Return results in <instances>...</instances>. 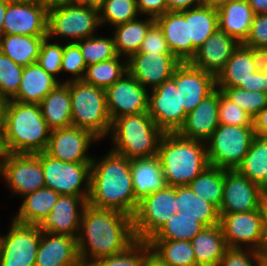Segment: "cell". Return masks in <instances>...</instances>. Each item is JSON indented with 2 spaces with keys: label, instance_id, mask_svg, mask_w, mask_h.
<instances>
[{
  "label": "cell",
  "instance_id": "1",
  "mask_svg": "<svg viewBox=\"0 0 267 266\" xmlns=\"http://www.w3.org/2000/svg\"><path fill=\"white\" fill-rule=\"evenodd\" d=\"M80 228L84 232V235L77 238L82 266H87L91 262L87 259V248L90 249L89 255L92 254L91 260L94 261L121 253L136 241L131 216L114 210L96 208L88 203L82 212ZM86 244L90 247H86Z\"/></svg>",
  "mask_w": 267,
  "mask_h": 266
},
{
  "label": "cell",
  "instance_id": "2",
  "mask_svg": "<svg viewBox=\"0 0 267 266\" xmlns=\"http://www.w3.org/2000/svg\"><path fill=\"white\" fill-rule=\"evenodd\" d=\"M87 203L133 217L139 200L134 194L131 159L111 150L99 163L92 160Z\"/></svg>",
  "mask_w": 267,
  "mask_h": 266
},
{
  "label": "cell",
  "instance_id": "3",
  "mask_svg": "<svg viewBox=\"0 0 267 266\" xmlns=\"http://www.w3.org/2000/svg\"><path fill=\"white\" fill-rule=\"evenodd\" d=\"M202 141L186 139L176 133H164L158 147L167 186H188L208 166L207 149Z\"/></svg>",
  "mask_w": 267,
  "mask_h": 266
},
{
  "label": "cell",
  "instance_id": "4",
  "mask_svg": "<svg viewBox=\"0 0 267 266\" xmlns=\"http://www.w3.org/2000/svg\"><path fill=\"white\" fill-rule=\"evenodd\" d=\"M3 126L12 153L37 154L46 151L51 129L42 116L39 104L8 100Z\"/></svg>",
  "mask_w": 267,
  "mask_h": 266
},
{
  "label": "cell",
  "instance_id": "5",
  "mask_svg": "<svg viewBox=\"0 0 267 266\" xmlns=\"http://www.w3.org/2000/svg\"><path fill=\"white\" fill-rule=\"evenodd\" d=\"M110 130L116 143L112 151L131 160L156 156L164 134L148 112L118 117Z\"/></svg>",
  "mask_w": 267,
  "mask_h": 266
},
{
  "label": "cell",
  "instance_id": "6",
  "mask_svg": "<svg viewBox=\"0 0 267 266\" xmlns=\"http://www.w3.org/2000/svg\"><path fill=\"white\" fill-rule=\"evenodd\" d=\"M71 98L72 126L86 129L103 138L111 129L105 89L82 80L68 81Z\"/></svg>",
  "mask_w": 267,
  "mask_h": 266
},
{
  "label": "cell",
  "instance_id": "7",
  "mask_svg": "<svg viewBox=\"0 0 267 266\" xmlns=\"http://www.w3.org/2000/svg\"><path fill=\"white\" fill-rule=\"evenodd\" d=\"M255 137L253 126L220 124L209 139V166L235 170L244 160Z\"/></svg>",
  "mask_w": 267,
  "mask_h": 266
},
{
  "label": "cell",
  "instance_id": "8",
  "mask_svg": "<svg viewBox=\"0 0 267 266\" xmlns=\"http://www.w3.org/2000/svg\"><path fill=\"white\" fill-rule=\"evenodd\" d=\"M180 204L176 200V187L164 189L143 197L132 217L136 240L148 241L171 216Z\"/></svg>",
  "mask_w": 267,
  "mask_h": 266
},
{
  "label": "cell",
  "instance_id": "9",
  "mask_svg": "<svg viewBox=\"0 0 267 266\" xmlns=\"http://www.w3.org/2000/svg\"><path fill=\"white\" fill-rule=\"evenodd\" d=\"M100 11L75 2L48 10L47 37H73L74 42L92 37L100 25Z\"/></svg>",
  "mask_w": 267,
  "mask_h": 266
},
{
  "label": "cell",
  "instance_id": "10",
  "mask_svg": "<svg viewBox=\"0 0 267 266\" xmlns=\"http://www.w3.org/2000/svg\"><path fill=\"white\" fill-rule=\"evenodd\" d=\"M41 162L45 186L60 195L89 196L91 163L63 162L45 151L36 154ZM86 180V189L80 192Z\"/></svg>",
  "mask_w": 267,
  "mask_h": 266
},
{
  "label": "cell",
  "instance_id": "11",
  "mask_svg": "<svg viewBox=\"0 0 267 266\" xmlns=\"http://www.w3.org/2000/svg\"><path fill=\"white\" fill-rule=\"evenodd\" d=\"M41 227L13 220L12 227L0 242V266H35Z\"/></svg>",
  "mask_w": 267,
  "mask_h": 266
},
{
  "label": "cell",
  "instance_id": "12",
  "mask_svg": "<svg viewBox=\"0 0 267 266\" xmlns=\"http://www.w3.org/2000/svg\"><path fill=\"white\" fill-rule=\"evenodd\" d=\"M148 114L164 133H176L184 125L187 114L180 107L176 69L171 78L153 89L148 100Z\"/></svg>",
  "mask_w": 267,
  "mask_h": 266
},
{
  "label": "cell",
  "instance_id": "13",
  "mask_svg": "<svg viewBox=\"0 0 267 266\" xmlns=\"http://www.w3.org/2000/svg\"><path fill=\"white\" fill-rule=\"evenodd\" d=\"M219 225L228 248H241L238 242H242L250 243L251 248L259 252L264 250L261 208L249 212L220 214Z\"/></svg>",
  "mask_w": 267,
  "mask_h": 266
},
{
  "label": "cell",
  "instance_id": "14",
  "mask_svg": "<svg viewBox=\"0 0 267 266\" xmlns=\"http://www.w3.org/2000/svg\"><path fill=\"white\" fill-rule=\"evenodd\" d=\"M265 190L235 170H224L223 200L219 214L249 212L261 208Z\"/></svg>",
  "mask_w": 267,
  "mask_h": 266
},
{
  "label": "cell",
  "instance_id": "15",
  "mask_svg": "<svg viewBox=\"0 0 267 266\" xmlns=\"http://www.w3.org/2000/svg\"><path fill=\"white\" fill-rule=\"evenodd\" d=\"M126 78H120L105 89L106 104L111 121L126 115L148 111L149 94L128 72Z\"/></svg>",
  "mask_w": 267,
  "mask_h": 266
},
{
  "label": "cell",
  "instance_id": "16",
  "mask_svg": "<svg viewBox=\"0 0 267 266\" xmlns=\"http://www.w3.org/2000/svg\"><path fill=\"white\" fill-rule=\"evenodd\" d=\"M3 22L4 35L47 36L48 10L35 1L10 0Z\"/></svg>",
  "mask_w": 267,
  "mask_h": 266
},
{
  "label": "cell",
  "instance_id": "17",
  "mask_svg": "<svg viewBox=\"0 0 267 266\" xmlns=\"http://www.w3.org/2000/svg\"><path fill=\"white\" fill-rule=\"evenodd\" d=\"M1 174L13 191L22 196L46 187L41 162L36 154L12 153L1 165Z\"/></svg>",
  "mask_w": 267,
  "mask_h": 266
},
{
  "label": "cell",
  "instance_id": "18",
  "mask_svg": "<svg viewBox=\"0 0 267 266\" xmlns=\"http://www.w3.org/2000/svg\"><path fill=\"white\" fill-rule=\"evenodd\" d=\"M127 62V72L143 87L146 84L157 88L171 78L175 69L182 63L173 53H143L131 55Z\"/></svg>",
  "mask_w": 267,
  "mask_h": 266
},
{
  "label": "cell",
  "instance_id": "19",
  "mask_svg": "<svg viewBox=\"0 0 267 266\" xmlns=\"http://www.w3.org/2000/svg\"><path fill=\"white\" fill-rule=\"evenodd\" d=\"M97 138L92 132L75 126L51 130L46 153L63 162L92 163L86 151Z\"/></svg>",
  "mask_w": 267,
  "mask_h": 266
},
{
  "label": "cell",
  "instance_id": "20",
  "mask_svg": "<svg viewBox=\"0 0 267 266\" xmlns=\"http://www.w3.org/2000/svg\"><path fill=\"white\" fill-rule=\"evenodd\" d=\"M176 87H179L180 107L188 114L216 89V77L184 62L176 68Z\"/></svg>",
  "mask_w": 267,
  "mask_h": 266
},
{
  "label": "cell",
  "instance_id": "21",
  "mask_svg": "<svg viewBox=\"0 0 267 266\" xmlns=\"http://www.w3.org/2000/svg\"><path fill=\"white\" fill-rule=\"evenodd\" d=\"M239 45L236 39L217 29L196 51L189 63L217 77Z\"/></svg>",
  "mask_w": 267,
  "mask_h": 266
},
{
  "label": "cell",
  "instance_id": "22",
  "mask_svg": "<svg viewBox=\"0 0 267 266\" xmlns=\"http://www.w3.org/2000/svg\"><path fill=\"white\" fill-rule=\"evenodd\" d=\"M35 266H82L77 238L42 231Z\"/></svg>",
  "mask_w": 267,
  "mask_h": 266
},
{
  "label": "cell",
  "instance_id": "23",
  "mask_svg": "<svg viewBox=\"0 0 267 266\" xmlns=\"http://www.w3.org/2000/svg\"><path fill=\"white\" fill-rule=\"evenodd\" d=\"M218 111L219 89H215L194 110L187 114L184 125L177 133L186 139L208 141L220 125Z\"/></svg>",
  "mask_w": 267,
  "mask_h": 266
},
{
  "label": "cell",
  "instance_id": "24",
  "mask_svg": "<svg viewBox=\"0 0 267 266\" xmlns=\"http://www.w3.org/2000/svg\"><path fill=\"white\" fill-rule=\"evenodd\" d=\"M89 196L60 195L48 218L40 226L41 230L51 234L68 235L78 238L74 231L81 225L82 212ZM80 205V216L77 210Z\"/></svg>",
  "mask_w": 267,
  "mask_h": 266
},
{
  "label": "cell",
  "instance_id": "25",
  "mask_svg": "<svg viewBox=\"0 0 267 266\" xmlns=\"http://www.w3.org/2000/svg\"><path fill=\"white\" fill-rule=\"evenodd\" d=\"M170 51L182 62L192 59V40H189V9L168 11L155 19Z\"/></svg>",
  "mask_w": 267,
  "mask_h": 266
},
{
  "label": "cell",
  "instance_id": "26",
  "mask_svg": "<svg viewBox=\"0 0 267 266\" xmlns=\"http://www.w3.org/2000/svg\"><path fill=\"white\" fill-rule=\"evenodd\" d=\"M261 68L259 51L240 44L216 77L218 87H247L253 72Z\"/></svg>",
  "mask_w": 267,
  "mask_h": 266
},
{
  "label": "cell",
  "instance_id": "27",
  "mask_svg": "<svg viewBox=\"0 0 267 266\" xmlns=\"http://www.w3.org/2000/svg\"><path fill=\"white\" fill-rule=\"evenodd\" d=\"M218 29L224 31L240 44L247 39L254 18V12L247 0H228L217 8Z\"/></svg>",
  "mask_w": 267,
  "mask_h": 266
},
{
  "label": "cell",
  "instance_id": "28",
  "mask_svg": "<svg viewBox=\"0 0 267 266\" xmlns=\"http://www.w3.org/2000/svg\"><path fill=\"white\" fill-rule=\"evenodd\" d=\"M59 82L47 73L38 63L23 68L17 94L11 99L20 103L39 104Z\"/></svg>",
  "mask_w": 267,
  "mask_h": 266
},
{
  "label": "cell",
  "instance_id": "29",
  "mask_svg": "<svg viewBox=\"0 0 267 266\" xmlns=\"http://www.w3.org/2000/svg\"><path fill=\"white\" fill-rule=\"evenodd\" d=\"M131 174L135 197H143L167 186L159 157L135 158L131 160Z\"/></svg>",
  "mask_w": 267,
  "mask_h": 266
},
{
  "label": "cell",
  "instance_id": "30",
  "mask_svg": "<svg viewBox=\"0 0 267 266\" xmlns=\"http://www.w3.org/2000/svg\"><path fill=\"white\" fill-rule=\"evenodd\" d=\"M42 116L51 130L72 126L68 81L58 84L39 103Z\"/></svg>",
  "mask_w": 267,
  "mask_h": 266
},
{
  "label": "cell",
  "instance_id": "31",
  "mask_svg": "<svg viewBox=\"0 0 267 266\" xmlns=\"http://www.w3.org/2000/svg\"><path fill=\"white\" fill-rule=\"evenodd\" d=\"M196 266H219L228 248L219 224L204 229L191 239Z\"/></svg>",
  "mask_w": 267,
  "mask_h": 266
},
{
  "label": "cell",
  "instance_id": "32",
  "mask_svg": "<svg viewBox=\"0 0 267 266\" xmlns=\"http://www.w3.org/2000/svg\"><path fill=\"white\" fill-rule=\"evenodd\" d=\"M60 194L51 188H41L25 196L19 214L14 221L21 224L41 226L50 215Z\"/></svg>",
  "mask_w": 267,
  "mask_h": 266
},
{
  "label": "cell",
  "instance_id": "33",
  "mask_svg": "<svg viewBox=\"0 0 267 266\" xmlns=\"http://www.w3.org/2000/svg\"><path fill=\"white\" fill-rule=\"evenodd\" d=\"M47 36L3 35L0 51L23 67L37 63L41 43Z\"/></svg>",
  "mask_w": 267,
  "mask_h": 266
},
{
  "label": "cell",
  "instance_id": "34",
  "mask_svg": "<svg viewBox=\"0 0 267 266\" xmlns=\"http://www.w3.org/2000/svg\"><path fill=\"white\" fill-rule=\"evenodd\" d=\"M176 200L180 204L177 213L185 210V214L194 217L205 227L219 224V210L213 204L202 200L189 186L176 187Z\"/></svg>",
  "mask_w": 267,
  "mask_h": 266
},
{
  "label": "cell",
  "instance_id": "35",
  "mask_svg": "<svg viewBox=\"0 0 267 266\" xmlns=\"http://www.w3.org/2000/svg\"><path fill=\"white\" fill-rule=\"evenodd\" d=\"M236 170L267 190V138L257 136L253 138L249 151Z\"/></svg>",
  "mask_w": 267,
  "mask_h": 266
},
{
  "label": "cell",
  "instance_id": "36",
  "mask_svg": "<svg viewBox=\"0 0 267 266\" xmlns=\"http://www.w3.org/2000/svg\"><path fill=\"white\" fill-rule=\"evenodd\" d=\"M189 9V40H192V58L203 43L218 29L215 8L204 5Z\"/></svg>",
  "mask_w": 267,
  "mask_h": 266
},
{
  "label": "cell",
  "instance_id": "37",
  "mask_svg": "<svg viewBox=\"0 0 267 266\" xmlns=\"http://www.w3.org/2000/svg\"><path fill=\"white\" fill-rule=\"evenodd\" d=\"M188 186L202 200L213 204L219 210L223 200L224 169L208 166Z\"/></svg>",
  "mask_w": 267,
  "mask_h": 266
},
{
  "label": "cell",
  "instance_id": "38",
  "mask_svg": "<svg viewBox=\"0 0 267 266\" xmlns=\"http://www.w3.org/2000/svg\"><path fill=\"white\" fill-rule=\"evenodd\" d=\"M147 242L152 252L168 266H196L191 241L148 240Z\"/></svg>",
  "mask_w": 267,
  "mask_h": 266
},
{
  "label": "cell",
  "instance_id": "39",
  "mask_svg": "<svg viewBox=\"0 0 267 266\" xmlns=\"http://www.w3.org/2000/svg\"><path fill=\"white\" fill-rule=\"evenodd\" d=\"M204 227L194 217L185 214L184 210L171 216L149 240L191 241Z\"/></svg>",
  "mask_w": 267,
  "mask_h": 266
},
{
  "label": "cell",
  "instance_id": "40",
  "mask_svg": "<svg viewBox=\"0 0 267 266\" xmlns=\"http://www.w3.org/2000/svg\"><path fill=\"white\" fill-rule=\"evenodd\" d=\"M155 22L154 18L147 21L132 20L116 26L114 43L117 54H128L129 57L138 52L143 39L150 26Z\"/></svg>",
  "mask_w": 267,
  "mask_h": 266
},
{
  "label": "cell",
  "instance_id": "41",
  "mask_svg": "<svg viewBox=\"0 0 267 266\" xmlns=\"http://www.w3.org/2000/svg\"><path fill=\"white\" fill-rule=\"evenodd\" d=\"M119 57L86 67L82 81L103 89L110 87L127 72V63L121 65Z\"/></svg>",
  "mask_w": 267,
  "mask_h": 266
},
{
  "label": "cell",
  "instance_id": "42",
  "mask_svg": "<svg viewBox=\"0 0 267 266\" xmlns=\"http://www.w3.org/2000/svg\"><path fill=\"white\" fill-rule=\"evenodd\" d=\"M151 251L147 241L136 240L123 252L98 258L87 266H142L144 258Z\"/></svg>",
  "mask_w": 267,
  "mask_h": 266
},
{
  "label": "cell",
  "instance_id": "43",
  "mask_svg": "<svg viewBox=\"0 0 267 266\" xmlns=\"http://www.w3.org/2000/svg\"><path fill=\"white\" fill-rule=\"evenodd\" d=\"M77 41L86 66H90L118 56L113 38L88 37Z\"/></svg>",
  "mask_w": 267,
  "mask_h": 266
},
{
  "label": "cell",
  "instance_id": "44",
  "mask_svg": "<svg viewBox=\"0 0 267 266\" xmlns=\"http://www.w3.org/2000/svg\"><path fill=\"white\" fill-rule=\"evenodd\" d=\"M99 11L103 12L99 14L100 24L108 21L114 26L135 20L139 12L136 0H106Z\"/></svg>",
  "mask_w": 267,
  "mask_h": 266
},
{
  "label": "cell",
  "instance_id": "45",
  "mask_svg": "<svg viewBox=\"0 0 267 266\" xmlns=\"http://www.w3.org/2000/svg\"><path fill=\"white\" fill-rule=\"evenodd\" d=\"M219 90L252 117H255L267 106V94L265 93L247 91L238 87H219Z\"/></svg>",
  "mask_w": 267,
  "mask_h": 266
},
{
  "label": "cell",
  "instance_id": "46",
  "mask_svg": "<svg viewBox=\"0 0 267 266\" xmlns=\"http://www.w3.org/2000/svg\"><path fill=\"white\" fill-rule=\"evenodd\" d=\"M23 68L0 51V94L7 100H11L17 94Z\"/></svg>",
  "mask_w": 267,
  "mask_h": 266
},
{
  "label": "cell",
  "instance_id": "47",
  "mask_svg": "<svg viewBox=\"0 0 267 266\" xmlns=\"http://www.w3.org/2000/svg\"><path fill=\"white\" fill-rule=\"evenodd\" d=\"M219 124L234 126H253V117L234 104L219 90Z\"/></svg>",
  "mask_w": 267,
  "mask_h": 266
},
{
  "label": "cell",
  "instance_id": "48",
  "mask_svg": "<svg viewBox=\"0 0 267 266\" xmlns=\"http://www.w3.org/2000/svg\"><path fill=\"white\" fill-rule=\"evenodd\" d=\"M48 37L41 43L37 63L49 74L55 75L61 72L63 46L49 44Z\"/></svg>",
  "mask_w": 267,
  "mask_h": 266
},
{
  "label": "cell",
  "instance_id": "49",
  "mask_svg": "<svg viewBox=\"0 0 267 266\" xmlns=\"http://www.w3.org/2000/svg\"><path fill=\"white\" fill-rule=\"evenodd\" d=\"M86 67L80 47L76 42H68L63 46L61 71L73 73L75 75L73 80L78 81L83 79L84 74L82 73L86 71Z\"/></svg>",
  "mask_w": 267,
  "mask_h": 266
},
{
  "label": "cell",
  "instance_id": "50",
  "mask_svg": "<svg viewBox=\"0 0 267 266\" xmlns=\"http://www.w3.org/2000/svg\"><path fill=\"white\" fill-rule=\"evenodd\" d=\"M243 45L257 51L267 49V13L254 15L250 33Z\"/></svg>",
  "mask_w": 267,
  "mask_h": 266
},
{
  "label": "cell",
  "instance_id": "51",
  "mask_svg": "<svg viewBox=\"0 0 267 266\" xmlns=\"http://www.w3.org/2000/svg\"><path fill=\"white\" fill-rule=\"evenodd\" d=\"M138 52L143 53H172L160 26L154 22L146 33Z\"/></svg>",
  "mask_w": 267,
  "mask_h": 266
},
{
  "label": "cell",
  "instance_id": "52",
  "mask_svg": "<svg viewBox=\"0 0 267 266\" xmlns=\"http://www.w3.org/2000/svg\"><path fill=\"white\" fill-rule=\"evenodd\" d=\"M252 254H246L242 248H227L220 260L219 266H254L252 261L258 260L259 251L252 249ZM253 257L250 258V257ZM252 260V261H251Z\"/></svg>",
  "mask_w": 267,
  "mask_h": 266
},
{
  "label": "cell",
  "instance_id": "53",
  "mask_svg": "<svg viewBox=\"0 0 267 266\" xmlns=\"http://www.w3.org/2000/svg\"><path fill=\"white\" fill-rule=\"evenodd\" d=\"M136 2L140 13H147L154 19L168 12L166 0H136Z\"/></svg>",
  "mask_w": 267,
  "mask_h": 266
},
{
  "label": "cell",
  "instance_id": "54",
  "mask_svg": "<svg viewBox=\"0 0 267 266\" xmlns=\"http://www.w3.org/2000/svg\"><path fill=\"white\" fill-rule=\"evenodd\" d=\"M238 88L267 94V75L262 68H260L258 71L252 73V76L247 81V87Z\"/></svg>",
  "mask_w": 267,
  "mask_h": 266
},
{
  "label": "cell",
  "instance_id": "55",
  "mask_svg": "<svg viewBox=\"0 0 267 266\" xmlns=\"http://www.w3.org/2000/svg\"><path fill=\"white\" fill-rule=\"evenodd\" d=\"M253 129L255 136L267 138V106L253 117Z\"/></svg>",
  "mask_w": 267,
  "mask_h": 266
},
{
  "label": "cell",
  "instance_id": "56",
  "mask_svg": "<svg viewBox=\"0 0 267 266\" xmlns=\"http://www.w3.org/2000/svg\"><path fill=\"white\" fill-rule=\"evenodd\" d=\"M166 5L168 11H183L190 9L193 5L194 8L202 5V0H166Z\"/></svg>",
  "mask_w": 267,
  "mask_h": 266
},
{
  "label": "cell",
  "instance_id": "57",
  "mask_svg": "<svg viewBox=\"0 0 267 266\" xmlns=\"http://www.w3.org/2000/svg\"><path fill=\"white\" fill-rule=\"evenodd\" d=\"M12 154L10 151L8 142H7V137H6V132L4 129L3 124L0 125V158H2V163L0 162V165L4 163V161Z\"/></svg>",
  "mask_w": 267,
  "mask_h": 266
},
{
  "label": "cell",
  "instance_id": "58",
  "mask_svg": "<svg viewBox=\"0 0 267 266\" xmlns=\"http://www.w3.org/2000/svg\"><path fill=\"white\" fill-rule=\"evenodd\" d=\"M255 15L267 13V0H247Z\"/></svg>",
  "mask_w": 267,
  "mask_h": 266
},
{
  "label": "cell",
  "instance_id": "59",
  "mask_svg": "<svg viewBox=\"0 0 267 266\" xmlns=\"http://www.w3.org/2000/svg\"><path fill=\"white\" fill-rule=\"evenodd\" d=\"M261 213L263 217L264 250L267 251V195L266 194L261 203Z\"/></svg>",
  "mask_w": 267,
  "mask_h": 266
},
{
  "label": "cell",
  "instance_id": "60",
  "mask_svg": "<svg viewBox=\"0 0 267 266\" xmlns=\"http://www.w3.org/2000/svg\"><path fill=\"white\" fill-rule=\"evenodd\" d=\"M142 266H168L154 252H150L142 263Z\"/></svg>",
  "mask_w": 267,
  "mask_h": 266
},
{
  "label": "cell",
  "instance_id": "61",
  "mask_svg": "<svg viewBox=\"0 0 267 266\" xmlns=\"http://www.w3.org/2000/svg\"><path fill=\"white\" fill-rule=\"evenodd\" d=\"M78 2V0H41V5L47 10Z\"/></svg>",
  "mask_w": 267,
  "mask_h": 266
},
{
  "label": "cell",
  "instance_id": "62",
  "mask_svg": "<svg viewBox=\"0 0 267 266\" xmlns=\"http://www.w3.org/2000/svg\"><path fill=\"white\" fill-rule=\"evenodd\" d=\"M10 0H0V39L4 35L3 25H4V15L7 9V4Z\"/></svg>",
  "mask_w": 267,
  "mask_h": 266
},
{
  "label": "cell",
  "instance_id": "63",
  "mask_svg": "<svg viewBox=\"0 0 267 266\" xmlns=\"http://www.w3.org/2000/svg\"><path fill=\"white\" fill-rule=\"evenodd\" d=\"M228 0H202V5L210 8H219L224 5Z\"/></svg>",
  "mask_w": 267,
  "mask_h": 266
},
{
  "label": "cell",
  "instance_id": "64",
  "mask_svg": "<svg viewBox=\"0 0 267 266\" xmlns=\"http://www.w3.org/2000/svg\"><path fill=\"white\" fill-rule=\"evenodd\" d=\"M80 3L99 10L106 0H78Z\"/></svg>",
  "mask_w": 267,
  "mask_h": 266
},
{
  "label": "cell",
  "instance_id": "65",
  "mask_svg": "<svg viewBox=\"0 0 267 266\" xmlns=\"http://www.w3.org/2000/svg\"><path fill=\"white\" fill-rule=\"evenodd\" d=\"M8 100L0 94V125L3 124Z\"/></svg>",
  "mask_w": 267,
  "mask_h": 266
},
{
  "label": "cell",
  "instance_id": "66",
  "mask_svg": "<svg viewBox=\"0 0 267 266\" xmlns=\"http://www.w3.org/2000/svg\"><path fill=\"white\" fill-rule=\"evenodd\" d=\"M259 53H260L261 68L267 75V49L260 50Z\"/></svg>",
  "mask_w": 267,
  "mask_h": 266
},
{
  "label": "cell",
  "instance_id": "67",
  "mask_svg": "<svg viewBox=\"0 0 267 266\" xmlns=\"http://www.w3.org/2000/svg\"><path fill=\"white\" fill-rule=\"evenodd\" d=\"M255 264V266H267V251L259 252V257Z\"/></svg>",
  "mask_w": 267,
  "mask_h": 266
},
{
  "label": "cell",
  "instance_id": "68",
  "mask_svg": "<svg viewBox=\"0 0 267 266\" xmlns=\"http://www.w3.org/2000/svg\"><path fill=\"white\" fill-rule=\"evenodd\" d=\"M25 1H35V2H38L41 5V0H25Z\"/></svg>",
  "mask_w": 267,
  "mask_h": 266
}]
</instances>
